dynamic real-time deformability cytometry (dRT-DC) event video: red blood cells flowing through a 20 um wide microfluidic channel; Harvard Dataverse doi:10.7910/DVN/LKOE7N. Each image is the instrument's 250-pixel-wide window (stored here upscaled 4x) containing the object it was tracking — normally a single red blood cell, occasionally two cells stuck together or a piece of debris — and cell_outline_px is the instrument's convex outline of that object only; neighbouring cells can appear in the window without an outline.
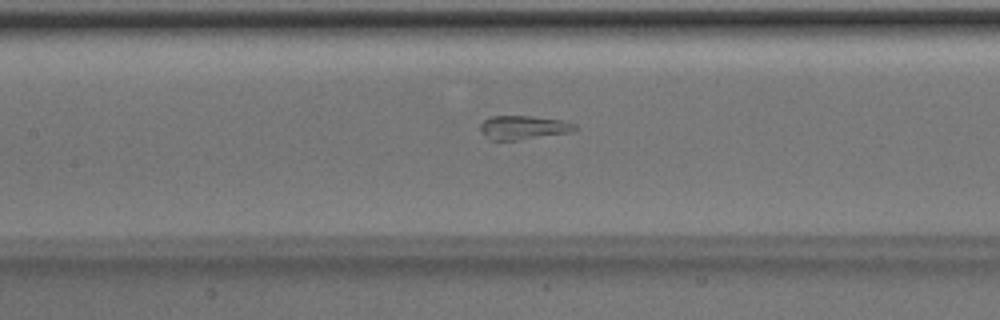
{"species": "Egyptian fruit bat (a non-hibernating species)", "species_latin": "Rousettus aegyptiacus", "temperature_condition": "room temperature", "stored_images_in_passage": 47, "segment_of_instrument_passage": [2, 2], "camera_frame_rate_fps": 3000, "um_per_image_px": 0.085, "animal": {"sex": "male"}, "frame": {"image": 1, "passage_image": 24, "time_ms": 7.667, "image_size_px": [1000, 320], "cell_outline_px": [[576, 128], [572, 132], [516, 140], [492, 140], [480, 128], [480, 124], [484, 120], [492, 116], [532, 116], [564, 120], [576, 124]], "centroid_in_image_um": [44.53, 10.82], "position_along_channel_um": 162.9, "area_um2": 12.95}}
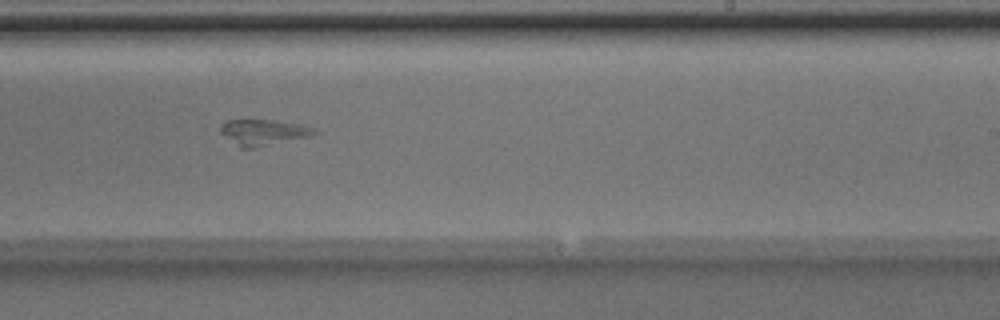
{"frame": {"image": 2, "passage_image": 32, "time_ms": 10.333, "image_size_px": [1000, 320], "cell_outline_px": [[320, 132], [308, 136], [252, 148], [240, 148], [220, 132], [220, 128], [228, 120], [272, 120], [300, 124], [316, 128]], "centroid_in_image_um": [22.4, 11.24], "position_along_channel_um": 266.6, "area_um2": 13.81}}
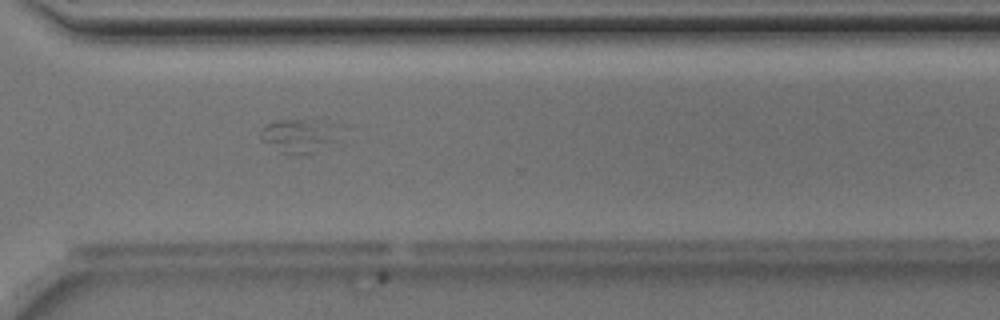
{"frame": {"image": 3, "passage_image": 38, "time_ms": 12.333, "image_size_px": [1000, 320], "cell_outline_px": [[336, 140], [316, 152], [300, 156], [292, 156], [280, 152], [260, 140], [260, 128], [264, 124], [276, 120], [328, 120], [336, 124]], "centroid_in_image_um": [25.37, 11.54], "position_along_channel_um": 345.2, "area_um2": 16.01}}